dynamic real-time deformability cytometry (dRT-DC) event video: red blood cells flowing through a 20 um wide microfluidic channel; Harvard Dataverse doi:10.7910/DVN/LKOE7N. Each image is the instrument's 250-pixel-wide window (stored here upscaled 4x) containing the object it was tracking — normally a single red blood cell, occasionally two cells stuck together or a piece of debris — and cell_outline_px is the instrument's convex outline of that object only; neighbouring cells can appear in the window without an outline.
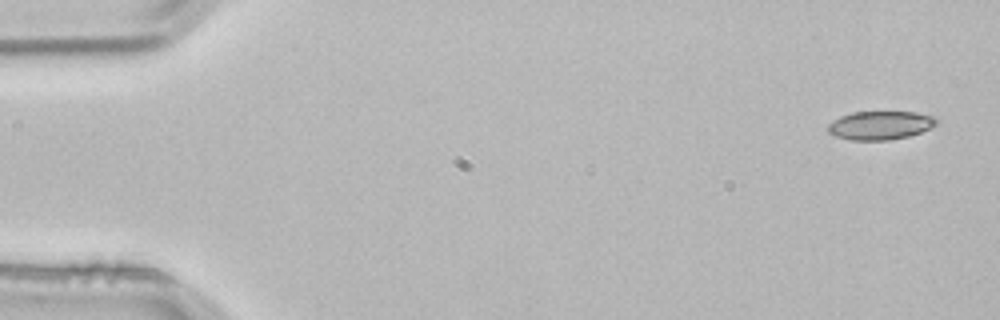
{"species": "common noctule bat (a hibernating species)", "species_latin": "Nyctalus noctula", "temperature_condition": "room temperature", "stored_images_in_passage": 5, "camera_frame_rate_fps": 3000, "um_per_image_px": 0.085, "animal": {"sex": "male", "body_mass_g": 21.5, "forearm_length_mm": 52.0}, "frame": {"image": 1, "passage_image": 1, "time_ms": 0.0, "image_size_px": [1000, 320], "cell_outline_px": [[940, 120], [932, 128], [908, 136], [888, 140], [852, 140], [836, 136], [828, 132], [828, 124], [832, 120], [840, 116], [852, 112], [916, 112], [936, 116]], "centroid_in_image_um": [74.85, 10.64], "position_along_channel_um": 10.1, "area_um2": 18.21}}